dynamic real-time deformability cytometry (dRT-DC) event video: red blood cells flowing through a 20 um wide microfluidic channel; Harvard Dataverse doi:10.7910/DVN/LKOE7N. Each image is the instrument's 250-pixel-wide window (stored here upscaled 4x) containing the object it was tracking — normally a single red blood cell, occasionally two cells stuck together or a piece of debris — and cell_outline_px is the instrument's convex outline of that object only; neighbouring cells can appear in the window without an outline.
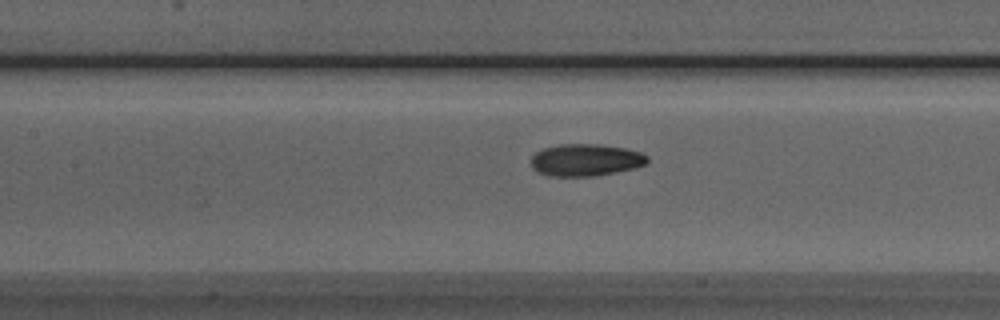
{"species": "Egyptian fruit bat (a non-hibernating species)", "species_latin": "Rousettus aegyptiacus", "temperature_condition": "room temperature", "stored_images_in_passage": 18, "camera_frame_rate_fps": 3000, "um_per_image_px": 0.085, "animal": {"sex": "male"}, "frame": {"image": 1, "passage_image": 9, "time_ms": 2.667, "image_size_px": [1000, 320], "cell_outline_px": [[648, 160], [644, 164], [632, 168], [592, 176], [548, 176], [532, 168], [532, 156], [536, 152], [544, 148], [560, 144], [596, 144], [624, 148], [640, 152], [648, 156]], "centroid_in_image_um": [49.75, 13.59], "position_along_channel_um": 157.7, "area_um2": 21.39}}
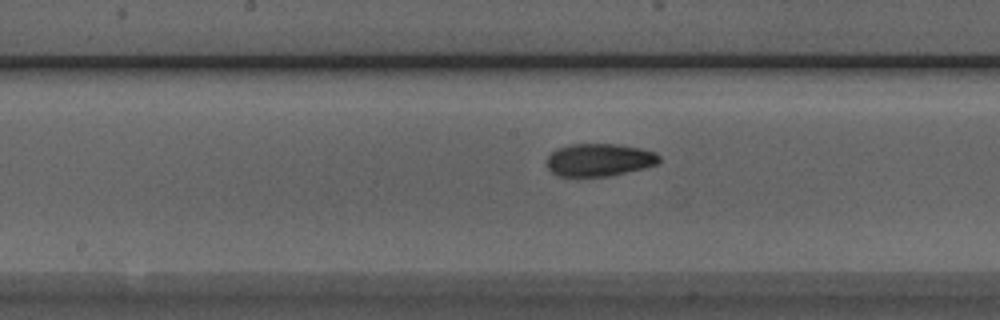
{"frame": {"image": 2, "passage_image": 12, "time_ms": 3.667, "image_size_px": [1000, 320], "cell_outline_px": [[660, 160], [656, 164], [644, 168], [608, 176], [576, 180], [556, 176], [544, 164], [548, 156], [556, 148], [568, 144], [620, 144], [640, 148], [656, 152], [660, 156]], "centroid_in_image_um": [50.85, 13.63], "position_along_channel_um": 197.4, "area_um2": 22.37}}
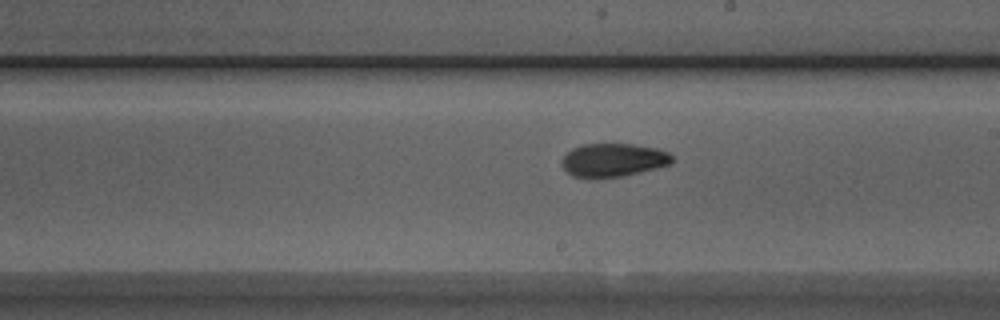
{"frame": {"image": 3, "passage_image": 15, "time_ms": 4.667, "image_size_px": [1000, 320], "cell_outline_px": [[672, 164], [624, 176], [572, 176], [560, 164], [560, 160], [572, 148], [580, 144], [632, 144], [656, 148], [668, 152], [672, 156]], "centroid_in_image_um": [52.13, 13.58], "position_along_channel_um": 236.9, "area_um2": 21.15}}